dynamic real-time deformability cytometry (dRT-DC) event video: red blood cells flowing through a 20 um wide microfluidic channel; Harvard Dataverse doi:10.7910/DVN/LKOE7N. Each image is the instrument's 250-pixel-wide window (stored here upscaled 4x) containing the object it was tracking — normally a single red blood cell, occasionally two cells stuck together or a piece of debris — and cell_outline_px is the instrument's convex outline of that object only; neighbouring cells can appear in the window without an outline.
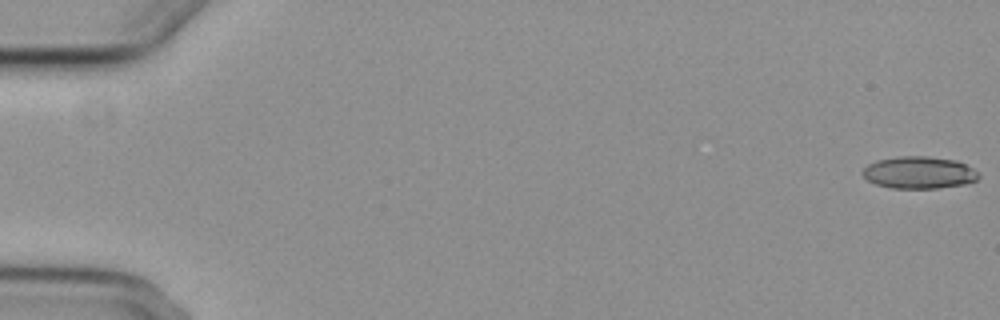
{"species": "common noctule bat (a hibernating species)", "species_latin": "Nyctalus noctula", "temperature_condition": "cold", "stored_images_in_passage": 5, "segment_of_instrument_passage": [2, 2], "camera_frame_rate_fps": 3000, "um_per_image_px": 0.085, "animal": {"sex": "female", "body_mass_g": 29.2, "forearm_length_mm": 56.3}, "frame": {"image": 1, "passage_image": 5, "time_ms": 4.667, "image_size_px": [1000, 320], "cell_outline_px": [[980, 176], [976, 180], [964, 184], [936, 188], [892, 188], [876, 184], [868, 180], [860, 172], [868, 164], [876, 160], [900, 156], [928, 156], [956, 160], [980, 172]], "centroid_in_image_um": [78.11, 14.66], "position_along_channel_um": 6.9, "area_um2": 21.73}}